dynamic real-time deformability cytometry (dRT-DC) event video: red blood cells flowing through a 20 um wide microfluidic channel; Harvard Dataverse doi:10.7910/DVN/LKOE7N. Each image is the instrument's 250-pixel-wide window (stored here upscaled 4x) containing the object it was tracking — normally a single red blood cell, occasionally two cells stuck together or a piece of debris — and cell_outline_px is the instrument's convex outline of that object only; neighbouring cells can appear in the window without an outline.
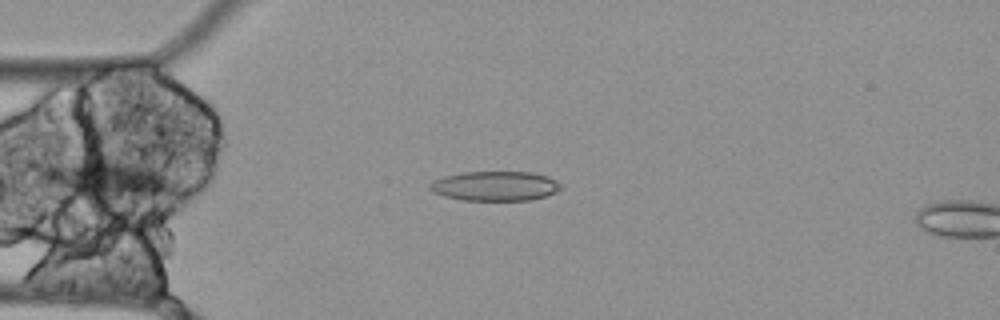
{"species": "Egyptian fruit bat (a non-hibernating species)", "species_latin": "Rousettus aegyptiacus", "temperature_condition": "cold", "stored_images_in_passage": 5, "camera_frame_rate_fps": 3000, "um_per_image_px": 0.085, "animal": {"sex": "female"}, "frame": {"image": 1, "passage_image": 2, "time_ms": 0.333, "image_size_px": [1000, 320], "cell_outline_px": [[564, 188], [548, 196], [528, 200], [460, 200], [444, 196], [432, 192], [428, 188], [428, 184], [432, 180], [444, 176], [464, 172], [532, 172], [548, 176], [556, 180]], "centroid_in_image_um": [42.08, 15.81], "position_along_channel_um": 42.9, "area_um2": 22.89}}